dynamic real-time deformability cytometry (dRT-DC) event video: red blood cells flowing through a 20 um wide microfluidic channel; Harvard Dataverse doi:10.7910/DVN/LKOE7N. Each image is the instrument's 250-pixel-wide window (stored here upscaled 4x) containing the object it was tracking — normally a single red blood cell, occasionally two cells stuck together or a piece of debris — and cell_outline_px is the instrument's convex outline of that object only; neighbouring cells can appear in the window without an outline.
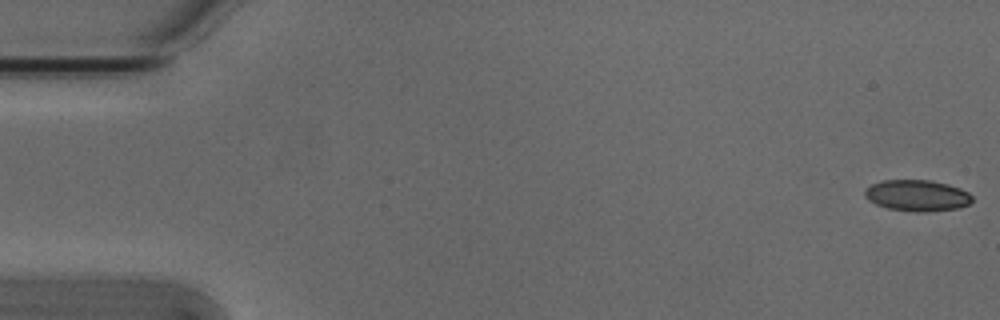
{"species": "Egyptian fruit bat (a non-hibernating species)", "species_latin": "Rousettus aegyptiacus", "temperature_condition": "cold", "stored_images_in_passage": 4, "camera_frame_rate_fps": 3000, "um_per_image_px": 0.085, "animal": {"sex": "male"}, "frame": {"image": 1, "passage_image": 1, "time_ms": 0.0, "image_size_px": [1000, 320], "cell_outline_px": [[972, 200], [968, 204], [960, 208], [928, 212], [916, 212], [888, 208], [876, 204], [868, 200], [864, 196], [864, 188], [880, 180], [932, 180], [948, 184], [960, 188], [968, 192], [972, 196]], "centroid_in_image_um": [77.94, 16.61], "position_along_channel_um": 7.1, "area_um2": 19.77}}